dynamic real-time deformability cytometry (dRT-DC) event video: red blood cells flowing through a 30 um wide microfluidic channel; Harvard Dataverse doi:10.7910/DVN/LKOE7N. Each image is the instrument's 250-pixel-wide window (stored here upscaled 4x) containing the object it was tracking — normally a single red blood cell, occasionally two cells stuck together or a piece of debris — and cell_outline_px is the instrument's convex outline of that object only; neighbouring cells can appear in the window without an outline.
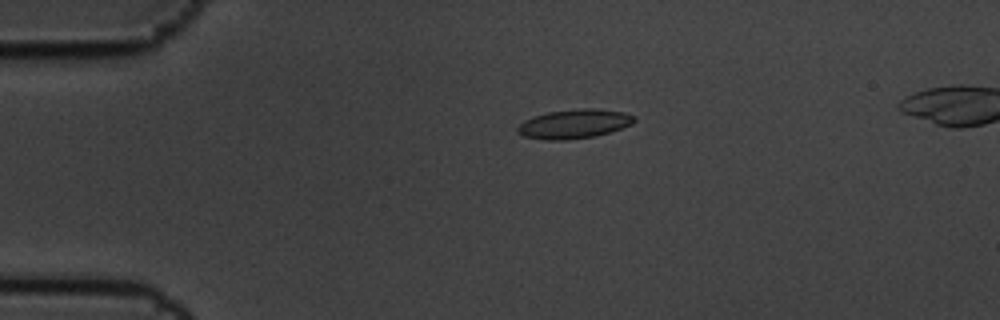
{"species": "common noctule bat (a hibernating species)", "species_latin": "Nyctalus noctula", "temperature_condition": "cold", "stored_images_in_passage": 8, "camera_frame_rate_fps": 3000, "um_per_image_px": 0.085, "animal": {"sex": "male", "body_mass_g": 19.5, "forearm_length_mm": 54.6}, "frame": {"image": 1, "passage_image": 4, "time_ms": 1.0, "image_size_px": [1000, 320], "cell_outline_px": [[636, 120], [632, 124], [596, 136], [564, 140], [548, 140], [524, 136], [516, 132], [516, 128], [524, 120], [548, 112], [580, 108], [596, 108], [624, 112], [636, 116]], "centroid_in_image_um": [48.82, 10.52], "position_along_channel_um": 36.2, "area_um2": 19.77}}
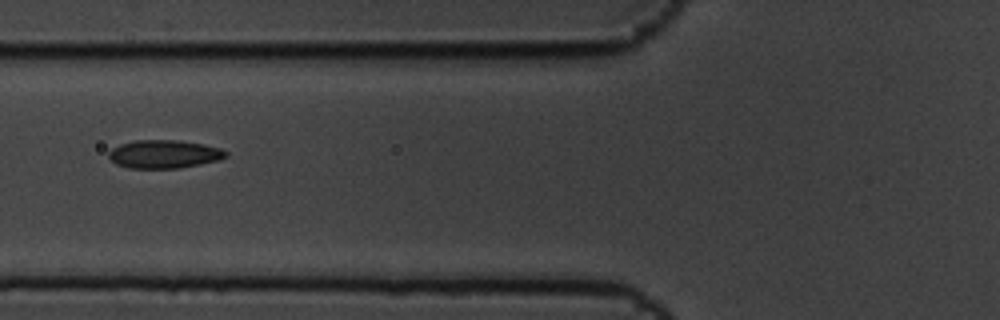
{"frame": {"image": 2, "passage_image": 7, "time_ms": 2.0, "image_size_px": [1000, 320], "cell_outline_px": [[228, 156], [216, 160], [200, 164], [180, 168], [128, 168], [116, 164], [108, 156], [108, 152], [112, 148], [120, 144], [136, 140], [176, 140], [204, 144], [220, 148], [228, 152]], "centroid_in_image_um": [13.94, 13.1], "position_along_channel_um": 111.9, "area_um2": 19.25}}
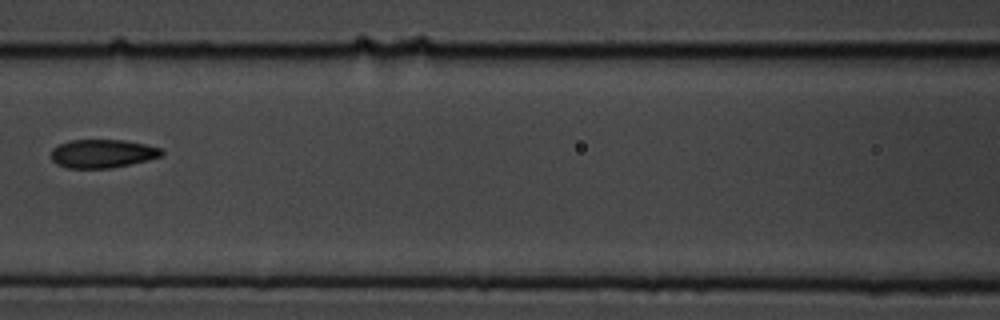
{"frame": {"image": 3, "passage_image": 8, "time_ms": 2.333, "image_size_px": [1000, 320], "cell_outline_px": [[164, 152], [160, 156], [148, 160], [112, 168], [68, 168], [56, 164], [52, 160], [52, 148], [68, 140], [124, 140], [144, 144], [160, 148]], "centroid_in_image_um": [8.69, 13.06], "position_along_channel_um": 157.9, "area_um2": 18.26}}